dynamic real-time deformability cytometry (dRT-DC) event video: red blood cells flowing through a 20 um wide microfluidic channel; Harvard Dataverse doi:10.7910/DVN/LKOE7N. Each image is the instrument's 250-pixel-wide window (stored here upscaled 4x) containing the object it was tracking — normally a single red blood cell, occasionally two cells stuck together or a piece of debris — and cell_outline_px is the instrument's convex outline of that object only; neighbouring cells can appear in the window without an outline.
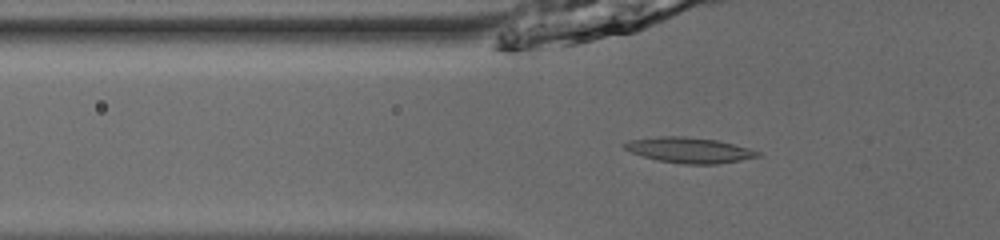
{"species": "common noctule bat (a hibernating species)", "species_latin": "Nyctalus noctula", "temperature_condition": "room temperature", "stored_images_in_passage": 53, "camera_frame_rate_fps": 3000, "um_per_image_px": 0.085, "animal": {"sex": "male", "body_mass_g": 13.0, "forearm_length_mm": 53.1}, "frame": {"image": 1, "passage_image": 20, "time_ms": 6.333, "image_size_px": [1000, 240], "cell_outline_px": [[760, 156], [740, 160], [716, 164], [684, 164], [660, 160], [644, 156], [632, 152], [624, 148], [620, 144], [628, 140], [660, 136], [684, 136], [716, 140], [748, 148], [760, 152]], "centroid_in_image_um": [58.55, 12.75], "position_along_channel_um": 67.2, "area_um2": 19.54}}
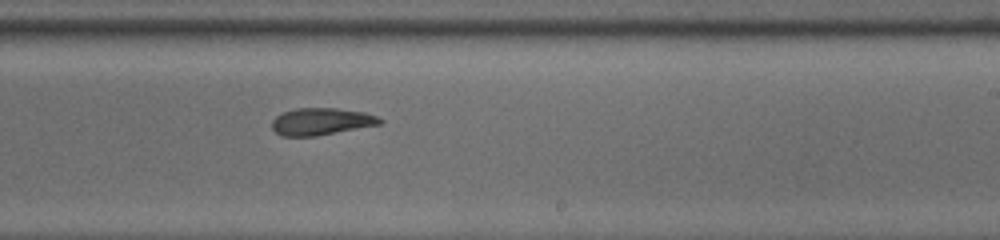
{"frame": {"image": 2, "passage_image": 35, "time_ms": 11.333, "image_size_px": [1000, 240], "cell_outline_px": [[384, 120], [380, 124], [316, 136], [280, 136], [272, 128], [272, 120], [276, 116], [284, 112], [296, 108], [336, 108], [364, 112], [376, 116]], "centroid_in_image_um": [27.29, 10.33], "position_along_channel_um": 261.7, "area_um2": 16.94}}
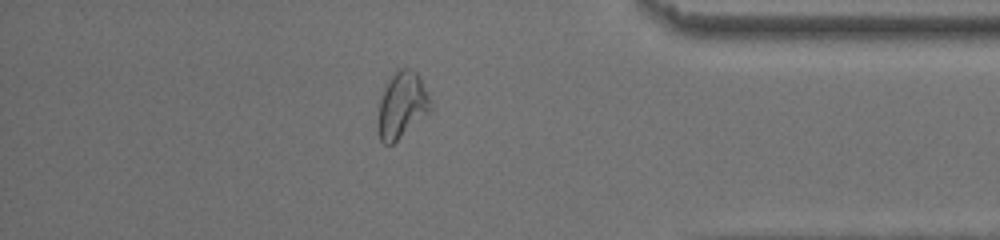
{"frame": {"image": 3, "passage_image": 47, "time_ms": 15.333, "image_size_px": [1000, 240], "cell_outline_px": [[432, 108], [428, 112], [392, 144], [384, 144], [380, 140], [376, 128], [376, 120], [380, 100], [384, 88], [396, 68], [408, 68], [416, 72], [420, 76], [428, 92], [432, 104]], "centroid_in_image_um": [34.13, 8.92], "position_along_channel_um": 401.1, "area_um2": 20.35}, "authors_computed_cell_mechanics": {"area_um2": 18.0914, "velocity_mm_per_s": 3.9301, "shape_relaxation_time_tau1_ms": 4.8065, "shape_relaxation_time_tau2_ms": 3.8168, "deformation_change_tau1": 0.1412, "deformation_change_tau2": 0.0858}}